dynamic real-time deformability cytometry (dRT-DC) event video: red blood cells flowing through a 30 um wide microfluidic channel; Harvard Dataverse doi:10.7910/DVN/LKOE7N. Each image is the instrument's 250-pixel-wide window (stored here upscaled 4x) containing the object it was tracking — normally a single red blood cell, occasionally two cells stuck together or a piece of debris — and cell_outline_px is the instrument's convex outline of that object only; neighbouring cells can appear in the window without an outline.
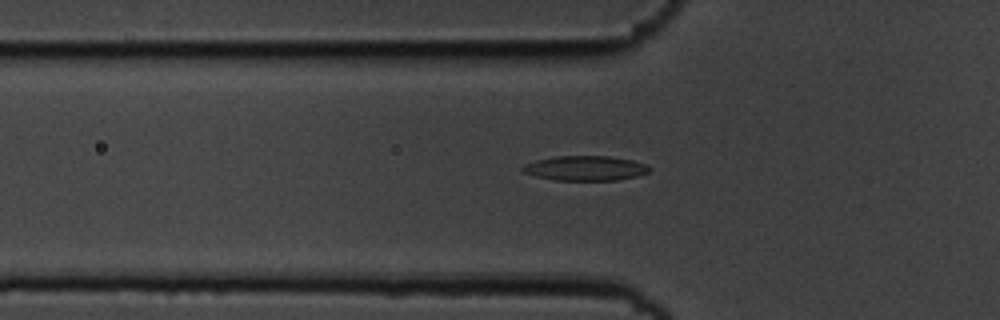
{"species": "common noctule bat (a hibernating species)", "species_latin": "Nyctalus noctula", "temperature_condition": "cold", "stored_images_in_passage": 54, "camera_frame_rate_fps": 3000, "um_per_image_px": 0.085, "animal": {"sex": "male", "body_mass_g": 19.5, "forearm_length_mm": 54.6}, "frame": {"image": 1, "passage_image": 19, "time_ms": 6.0, "image_size_px": [1000, 320], "cell_outline_px": [[652, 168], [648, 172], [636, 176], [616, 180], [556, 180], [536, 176], [524, 172], [520, 168], [524, 164], [536, 160], [556, 156], [608, 156], [632, 160], [648, 164]], "centroid_in_image_um": [49.77, 14.29], "position_along_channel_um": 76.0, "area_um2": 18.26}}
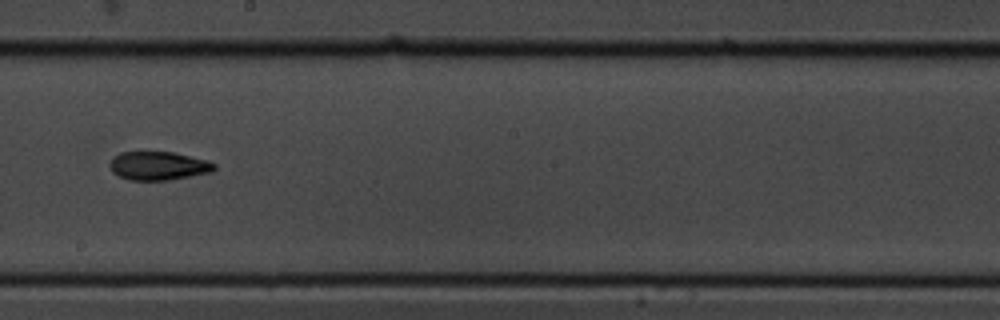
{"frame": {"image": 2, "passage_image": 32, "time_ms": 10.333, "image_size_px": [1000, 320], "cell_outline_px": [[216, 168], [212, 172], [168, 180], [128, 180], [112, 172], [108, 164], [120, 152], [172, 152], [208, 160], [216, 164]], "centroid_in_image_um": [13.48, 14.1], "position_along_channel_um": 234.7, "area_um2": 17.34}}
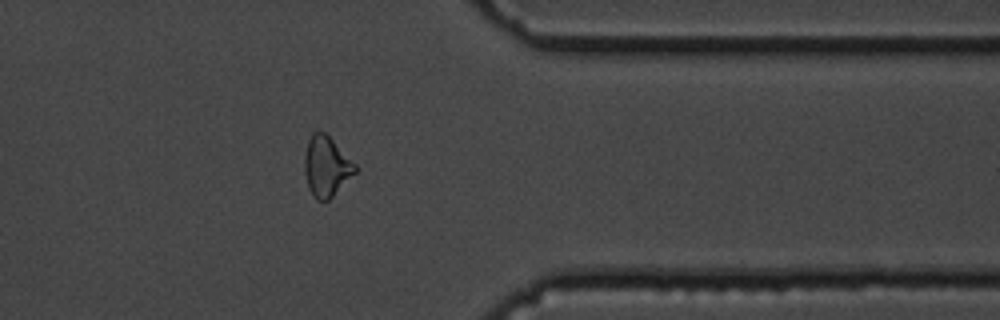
{"frame": {"image": 3, "passage_image": 45, "time_ms": 14.667, "image_size_px": [1000, 320], "cell_outline_px": [[356, 172], [328, 200], [316, 200], [312, 196], [308, 188], [304, 172], [304, 156], [308, 140], [312, 132], [324, 132], [356, 164]], "centroid_in_image_um": [27.71, 14.16], "position_along_channel_um": 383.7, "area_um2": 17.57}}